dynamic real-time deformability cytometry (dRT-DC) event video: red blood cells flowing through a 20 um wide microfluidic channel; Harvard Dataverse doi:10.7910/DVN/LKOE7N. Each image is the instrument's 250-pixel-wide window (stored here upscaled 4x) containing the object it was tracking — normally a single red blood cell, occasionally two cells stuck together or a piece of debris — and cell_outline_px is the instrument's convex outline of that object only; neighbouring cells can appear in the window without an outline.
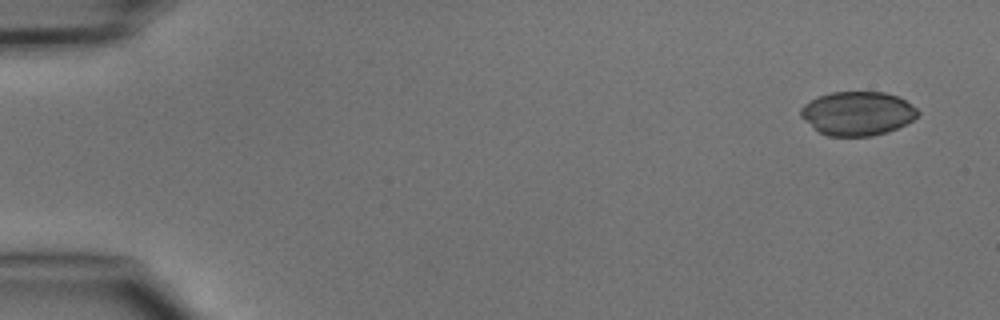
{"species": "common noctule bat (a hibernating species)", "species_latin": "Nyctalus noctula", "temperature_condition": "cold", "stored_images_in_passage": 4, "camera_frame_rate_fps": 3000, "um_per_image_px": 0.085, "animal": {"sex": "male", "body_mass_g": 15.6}, "frame": {"image": 1, "passage_image": 1, "time_ms": 0.0, "image_size_px": [1000, 320], "cell_outline_px": [[920, 112], [912, 120], [896, 128], [872, 136], [828, 136], [820, 132], [804, 120], [800, 116], [800, 108], [804, 104], [816, 96], [832, 92], [884, 92], [900, 96], [916, 108]], "centroid_in_image_um": [72.87, 9.62], "position_along_channel_um": 12.1, "area_um2": 29.88}}
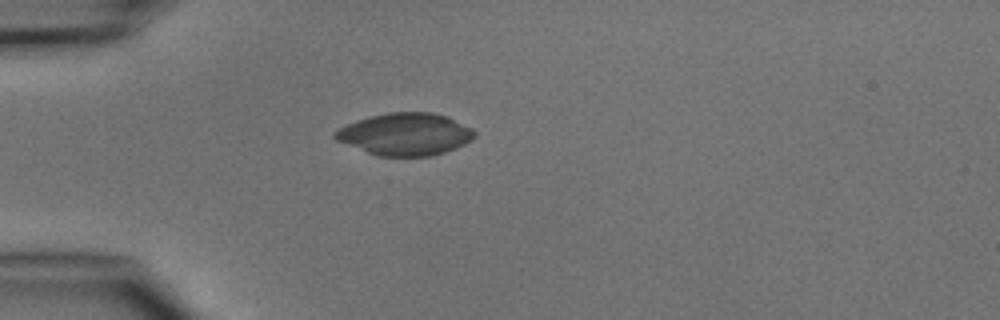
{"frame": {"image": 2, "passage_image": 4, "time_ms": 3.667, "image_size_px": [1000, 320], "cell_outline_px": [[476, 136], [472, 140], [456, 148], [432, 156], [376, 156], [336, 140], [332, 136], [332, 132], [356, 120], [368, 116], [388, 112], [432, 112], [448, 116], [472, 128], [476, 132]], "centroid_in_image_um": [34.45, 11.4], "position_along_channel_um": 50.5, "area_um2": 34.62}}